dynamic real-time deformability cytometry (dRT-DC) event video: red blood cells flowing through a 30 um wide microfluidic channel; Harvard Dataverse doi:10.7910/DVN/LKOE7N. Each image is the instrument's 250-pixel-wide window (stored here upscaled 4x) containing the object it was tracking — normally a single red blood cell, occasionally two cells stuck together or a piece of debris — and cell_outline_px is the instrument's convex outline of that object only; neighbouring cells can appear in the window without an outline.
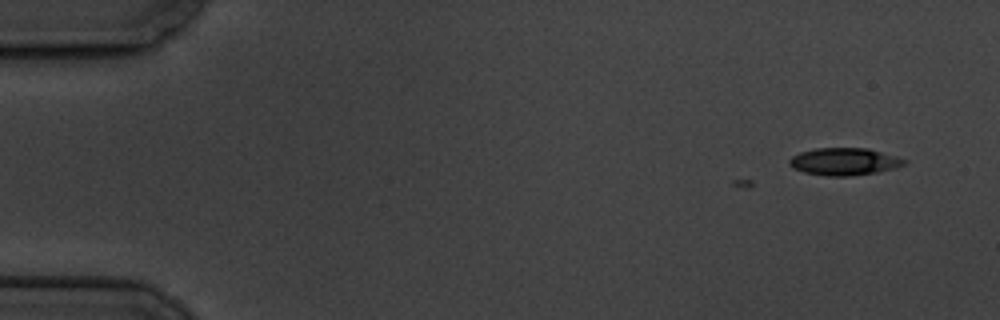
{"species": "common noctule bat (a hibernating species)", "species_latin": "Nyctalus noctula", "temperature_condition": "cold", "stored_images_in_passage": 3, "camera_frame_rate_fps": 3000, "um_per_image_px": 0.085, "animal": {"sex": "male", "body_mass_g": 19.5, "forearm_length_mm": 54.6}, "frame": {"image": 1, "passage_image": 3, "time_ms": 0.667, "image_size_px": [1000, 320], "cell_outline_px": [[908, 164], [896, 168], [876, 172], [848, 176], [828, 176], [804, 172], [792, 168], [788, 164], [788, 160], [792, 156], [800, 152], [816, 148], [868, 148], [896, 156], [908, 160]], "centroid_in_image_um": [71.77, 13.73], "position_along_channel_um": 13.2, "area_um2": 18.44}}